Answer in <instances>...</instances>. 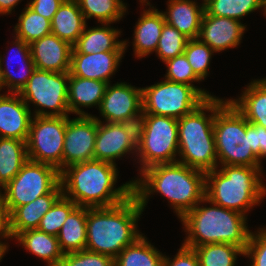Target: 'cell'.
<instances>
[{"instance_id":"17","label":"cell","mask_w":266,"mask_h":266,"mask_svg":"<svg viewBox=\"0 0 266 266\" xmlns=\"http://www.w3.org/2000/svg\"><path fill=\"white\" fill-rule=\"evenodd\" d=\"M31 115L18 93L0 95V137L27 141Z\"/></svg>"},{"instance_id":"34","label":"cell","mask_w":266,"mask_h":266,"mask_svg":"<svg viewBox=\"0 0 266 266\" xmlns=\"http://www.w3.org/2000/svg\"><path fill=\"white\" fill-rule=\"evenodd\" d=\"M200 266H235L237 255L244 250L236 245L213 243L194 247Z\"/></svg>"},{"instance_id":"12","label":"cell","mask_w":266,"mask_h":266,"mask_svg":"<svg viewBox=\"0 0 266 266\" xmlns=\"http://www.w3.org/2000/svg\"><path fill=\"white\" fill-rule=\"evenodd\" d=\"M98 121L95 116H79L66 123L62 171L66 167L94 160Z\"/></svg>"},{"instance_id":"52","label":"cell","mask_w":266,"mask_h":266,"mask_svg":"<svg viewBox=\"0 0 266 266\" xmlns=\"http://www.w3.org/2000/svg\"><path fill=\"white\" fill-rule=\"evenodd\" d=\"M0 190H1V187H0ZM0 203H2V193L0 191Z\"/></svg>"},{"instance_id":"31","label":"cell","mask_w":266,"mask_h":266,"mask_svg":"<svg viewBox=\"0 0 266 266\" xmlns=\"http://www.w3.org/2000/svg\"><path fill=\"white\" fill-rule=\"evenodd\" d=\"M144 236L126 246L114 259V266H163L164 255Z\"/></svg>"},{"instance_id":"25","label":"cell","mask_w":266,"mask_h":266,"mask_svg":"<svg viewBox=\"0 0 266 266\" xmlns=\"http://www.w3.org/2000/svg\"><path fill=\"white\" fill-rule=\"evenodd\" d=\"M178 148L181 164L205 173L218 166L214 138L178 140Z\"/></svg>"},{"instance_id":"24","label":"cell","mask_w":266,"mask_h":266,"mask_svg":"<svg viewBox=\"0 0 266 266\" xmlns=\"http://www.w3.org/2000/svg\"><path fill=\"white\" fill-rule=\"evenodd\" d=\"M204 111L211 115L206 116ZM215 97L207 99L196 110L184 115L178 121V140L214 138Z\"/></svg>"},{"instance_id":"26","label":"cell","mask_w":266,"mask_h":266,"mask_svg":"<svg viewBox=\"0 0 266 266\" xmlns=\"http://www.w3.org/2000/svg\"><path fill=\"white\" fill-rule=\"evenodd\" d=\"M108 26H110L109 23H102V27L99 26L86 30V25L73 47L79 53L84 54L103 51H125L126 41L117 40L121 32Z\"/></svg>"},{"instance_id":"20","label":"cell","mask_w":266,"mask_h":266,"mask_svg":"<svg viewBox=\"0 0 266 266\" xmlns=\"http://www.w3.org/2000/svg\"><path fill=\"white\" fill-rule=\"evenodd\" d=\"M200 6L192 0H169L168 11L163 12L165 22L177 28L189 40L198 39L205 11L204 0Z\"/></svg>"},{"instance_id":"8","label":"cell","mask_w":266,"mask_h":266,"mask_svg":"<svg viewBox=\"0 0 266 266\" xmlns=\"http://www.w3.org/2000/svg\"><path fill=\"white\" fill-rule=\"evenodd\" d=\"M60 184V171L52 165L28 160L16 176L2 189V205L10 214L16 207L28 204L52 192Z\"/></svg>"},{"instance_id":"27","label":"cell","mask_w":266,"mask_h":266,"mask_svg":"<svg viewBox=\"0 0 266 266\" xmlns=\"http://www.w3.org/2000/svg\"><path fill=\"white\" fill-rule=\"evenodd\" d=\"M238 99L228 101L249 123L266 128V78L251 82Z\"/></svg>"},{"instance_id":"36","label":"cell","mask_w":266,"mask_h":266,"mask_svg":"<svg viewBox=\"0 0 266 266\" xmlns=\"http://www.w3.org/2000/svg\"><path fill=\"white\" fill-rule=\"evenodd\" d=\"M14 29L15 37L30 44L51 33V21L26 6L20 14L18 24Z\"/></svg>"},{"instance_id":"2","label":"cell","mask_w":266,"mask_h":266,"mask_svg":"<svg viewBox=\"0 0 266 266\" xmlns=\"http://www.w3.org/2000/svg\"><path fill=\"white\" fill-rule=\"evenodd\" d=\"M66 168L60 173L62 194L77 206L111 207L133 194V180L114 189L118 176L116 164L91 160Z\"/></svg>"},{"instance_id":"48","label":"cell","mask_w":266,"mask_h":266,"mask_svg":"<svg viewBox=\"0 0 266 266\" xmlns=\"http://www.w3.org/2000/svg\"><path fill=\"white\" fill-rule=\"evenodd\" d=\"M21 0H0V14H9Z\"/></svg>"},{"instance_id":"11","label":"cell","mask_w":266,"mask_h":266,"mask_svg":"<svg viewBox=\"0 0 266 266\" xmlns=\"http://www.w3.org/2000/svg\"><path fill=\"white\" fill-rule=\"evenodd\" d=\"M68 116H34L26 141L28 160L45 163L62 172V155Z\"/></svg>"},{"instance_id":"4","label":"cell","mask_w":266,"mask_h":266,"mask_svg":"<svg viewBox=\"0 0 266 266\" xmlns=\"http://www.w3.org/2000/svg\"><path fill=\"white\" fill-rule=\"evenodd\" d=\"M214 207H199L198 203L180 220L188 236L183 245L194 248L206 244L227 243L245 250L250 231L246 226L247 217L235 210L226 209L204 197Z\"/></svg>"},{"instance_id":"35","label":"cell","mask_w":266,"mask_h":266,"mask_svg":"<svg viewBox=\"0 0 266 266\" xmlns=\"http://www.w3.org/2000/svg\"><path fill=\"white\" fill-rule=\"evenodd\" d=\"M85 20L95 17L98 22L113 23L119 21L126 12L122 0H76Z\"/></svg>"},{"instance_id":"22","label":"cell","mask_w":266,"mask_h":266,"mask_svg":"<svg viewBox=\"0 0 266 266\" xmlns=\"http://www.w3.org/2000/svg\"><path fill=\"white\" fill-rule=\"evenodd\" d=\"M164 23L163 12L153 6L143 10L134 30L133 46L137 57L142 58L156 51Z\"/></svg>"},{"instance_id":"14","label":"cell","mask_w":266,"mask_h":266,"mask_svg":"<svg viewBox=\"0 0 266 266\" xmlns=\"http://www.w3.org/2000/svg\"><path fill=\"white\" fill-rule=\"evenodd\" d=\"M246 26L240 21L209 15L204 11L198 39L207 44L214 52L239 45Z\"/></svg>"},{"instance_id":"38","label":"cell","mask_w":266,"mask_h":266,"mask_svg":"<svg viewBox=\"0 0 266 266\" xmlns=\"http://www.w3.org/2000/svg\"><path fill=\"white\" fill-rule=\"evenodd\" d=\"M188 40L177 28L165 22L159 38L156 54L165 62L170 58L183 54Z\"/></svg>"},{"instance_id":"10","label":"cell","mask_w":266,"mask_h":266,"mask_svg":"<svg viewBox=\"0 0 266 266\" xmlns=\"http://www.w3.org/2000/svg\"><path fill=\"white\" fill-rule=\"evenodd\" d=\"M178 148V121L176 118L147 114L144 135L137 155L144 169L165 163H175Z\"/></svg>"},{"instance_id":"39","label":"cell","mask_w":266,"mask_h":266,"mask_svg":"<svg viewBox=\"0 0 266 266\" xmlns=\"http://www.w3.org/2000/svg\"><path fill=\"white\" fill-rule=\"evenodd\" d=\"M214 51L199 39L187 41L184 54L195 75L202 81L208 75V66Z\"/></svg>"},{"instance_id":"50","label":"cell","mask_w":266,"mask_h":266,"mask_svg":"<svg viewBox=\"0 0 266 266\" xmlns=\"http://www.w3.org/2000/svg\"><path fill=\"white\" fill-rule=\"evenodd\" d=\"M1 67V66H0ZM4 82H3V79H2V74H1V70H0V91L2 90V88L4 87ZM1 95V94H0Z\"/></svg>"},{"instance_id":"32","label":"cell","mask_w":266,"mask_h":266,"mask_svg":"<svg viewBox=\"0 0 266 266\" xmlns=\"http://www.w3.org/2000/svg\"><path fill=\"white\" fill-rule=\"evenodd\" d=\"M13 45L16 46L17 51H15L14 56L10 59V61L6 62V68L2 67V60L4 61V59H2V57L0 56V70L4 85L5 87H8V93H19L21 89L26 85L36 68L31 58L30 45L17 37L15 38ZM13 58H15L16 60L17 58H20L22 64H24L22 65L23 70L19 69L22 72H19V75H14L12 72H10L11 70L9 69V67L12 64L11 61Z\"/></svg>"},{"instance_id":"51","label":"cell","mask_w":266,"mask_h":266,"mask_svg":"<svg viewBox=\"0 0 266 266\" xmlns=\"http://www.w3.org/2000/svg\"><path fill=\"white\" fill-rule=\"evenodd\" d=\"M141 3H147V4H145V5H149L150 7H151V5H150V2H148L147 0H139Z\"/></svg>"},{"instance_id":"42","label":"cell","mask_w":266,"mask_h":266,"mask_svg":"<svg viewBox=\"0 0 266 266\" xmlns=\"http://www.w3.org/2000/svg\"><path fill=\"white\" fill-rule=\"evenodd\" d=\"M250 257L251 266H266V229L262 228L258 233H250L244 255Z\"/></svg>"},{"instance_id":"47","label":"cell","mask_w":266,"mask_h":266,"mask_svg":"<svg viewBox=\"0 0 266 266\" xmlns=\"http://www.w3.org/2000/svg\"><path fill=\"white\" fill-rule=\"evenodd\" d=\"M0 237L12 238L9 231V214L2 203H0Z\"/></svg>"},{"instance_id":"18","label":"cell","mask_w":266,"mask_h":266,"mask_svg":"<svg viewBox=\"0 0 266 266\" xmlns=\"http://www.w3.org/2000/svg\"><path fill=\"white\" fill-rule=\"evenodd\" d=\"M98 121L97 134L95 139L94 160L107 161L115 164L124 154L137 152L131 144L125 130L120 123ZM133 151V152H132Z\"/></svg>"},{"instance_id":"13","label":"cell","mask_w":266,"mask_h":266,"mask_svg":"<svg viewBox=\"0 0 266 266\" xmlns=\"http://www.w3.org/2000/svg\"><path fill=\"white\" fill-rule=\"evenodd\" d=\"M143 109L142 88L122 83L107 84L99 111L105 122L124 121Z\"/></svg>"},{"instance_id":"19","label":"cell","mask_w":266,"mask_h":266,"mask_svg":"<svg viewBox=\"0 0 266 266\" xmlns=\"http://www.w3.org/2000/svg\"><path fill=\"white\" fill-rule=\"evenodd\" d=\"M62 195L61 183L50 193L38 197L34 201L16 207L9 214V231L15 238L28 229H36L42 217L49 211L55 201Z\"/></svg>"},{"instance_id":"21","label":"cell","mask_w":266,"mask_h":266,"mask_svg":"<svg viewBox=\"0 0 266 266\" xmlns=\"http://www.w3.org/2000/svg\"><path fill=\"white\" fill-rule=\"evenodd\" d=\"M106 82L88 78H80L69 74L68 109L69 113L79 116H91L80 107H100L106 87Z\"/></svg>"},{"instance_id":"23","label":"cell","mask_w":266,"mask_h":266,"mask_svg":"<svg viewBox=\"0 0 266 266\" xmlns=\"http://www.w3.org/2000/svg\"><path fill=\"white\" fill-rule=\"evenodd\" d=\"M76 0H64L51 21V33L74 46L86 26Z\"/></svg>"},{"instance_id":"16","label":"cell","mask_w":266,"mask_h":266,"mask_svg":"<svg viewBox=\"0 0 266 266\" xmlns=\"http://www.w3.org/2000/svg\"><path fill=\"white\" fill-rule=\"evenodd\" d=\"M35 68L52 72H69L73 46L50 33L30 44Z\"/></svg>"},{"instance_id":"37","label":"cell","mask_w":266,"mask_h":266,"mask_svg":"<svg viewBox=\"0 0 266 266\" xmlns=\"http://www.w3.org/2000/svg\"><path fill=\"white\" fill-rule=\"evenodd\" d=\"M76 207L77 205L71 199L62 194L42 217L37 229L49 235L57 236L68 215Z\"/></svg>"},{"instance_id":"43","label":"cell","mask_w":266,"mask_h":266,"mask_svg":"<svg viewBox=\"0 0 266 266\" xmlns=\"http://www.w3.org/2000/svg\"><path fill=\"white\" fill-rule=\"evenodd\" d=\"M146 116V112L142 109L120 122L128 139L136 149L141 145L145 130Z\"/></svg>"},{"instance_id":"28","label":"cell","mask_w":266,"mask_h":266,"mask_svg":"<svg viewBox=\"0 0 266 266\" xmlns=\"http://www.w3.org/2000/svg\"><path fill=\"white\" fill-rule=\"evenodd\" d=\"M86 223L87 207L77 206L68 215L57 235L60 249L64 254L86 249Z\"/></svg>"},{"instance_id":"15","label":"cell","mask_w":266,"mask_h":266,"mask_svg":"<svg viewBox=\"0 0 266 266\" xmlns=\"http://www.w3.org/2000/svg\"><path fill=\"white\" fill-rule=\"evenodd\" d=\"M125 51H103L79 53L74 47L71 52L69 74L80 78L110 83V76L116 72Z\"/></svg>"},{"instance_id":"5","label":"cell","mask_w":266,"mask_h":266,"mask_svg":"<svg viewBox=\"0 0 266 266\" xmlns=\"http://www.w3.org/2000/svg\"><path fill=\"white\" fill-rule=\"evenodd\" d=\"M217 169L205 174V197L210 202L246 215L264 199L261 167L222 165V169Z\"/></svg>"},{"instance_id":"45","label":"cell","mask_w":266,"mask_h":266,"mask_svg":"<svg viewBox=\"0 0 266 266\" xmlns=\"http://www.w3.org/2000/svg\"><path fill=\"white\" fill-rule=\"evenodd\" d=\"M250 141L252 151L259 161L266 158V128L250 123Z\"/></svg>"},{"instance_id":"33","label":"cell","mask_w":266,"mask_h":266,"mask_svg":"<svg viewBox=\"0 0 266 266\" xmlns=\"http://www.w3.org/2000/svg\"><path fill=\"white\" fill-rule=\"evenodd\" d=\"M204 3L205 11L209 15L228 17L237 21L262 7L266 15L264 0H204Z\"/></svg>"},{"instance_id":"49","label":"cell","mask_w":266,"mask_h":266,"mask_svg":"<svg viewBox=\"0 0 266 266\" xmlns=\"http://www.w3.org/2000/svg\"><path fill=\"white\" fill-rule=\"evenodd\" d=\"M8 246L5 243L0 242V261L3 258Z\"/></svg>"},{"instance_id":"1","label":"cell","mask_w":266,"mask_h":266,"mask_svg":"<svg viewBox=\"0 0 266 266\" xmlns=\"http://www.w3.org/2000/svg\"><path fill=\"white\" fill-rule=\"evenodd\" d=\"M133 181V194L144 210L148 197L155 191L171 203L181 219L205 197V172L179 162L156 164L140 172Z\"/></svg>"},{"instance_id":"40","label":"cell","mask_w":266,"mask_h":266,"mask_svg":"<svg viewBox=\"0 0 266 266\" xmlns=\"http://www.w3.org/2000/svg\"><path fill=\"white\" fill-rule=\"evenodd\" d=\"M167 73L165 79L172 82L184 83L194 86L192 82L201 81L193 72L185 54H180L174 58L166 60Z\"/></svg>"},{"instance_id":"46","label":"cell","mask_w":266,"mask_h":266,"mask_svg":"<svg viewBox=\"0 0 266 266\" xmlns=\"http://www.w3.org/2000/svg\"><path fill=\"white\" fill-rule=\"evenodd\" d=\"M64 0H32L27 6L35 13L52 21L53 16L58 11L59 6Z\"/></svg>"},{"instance_id":"9","label":"cell","mask_w":266,"mask_h":266,"mask_svg":"<svg viewBox=\"0 0 266 266\" xmlns=\"http://www.w3.org/2000/svg\"><path fill=\"white\" fill-rule=\"evenodd\" d=\"M68 82L69 72L35 69L18 94L28 107V102L40 107L33 116H68Z\"/></svg>"},{"instance_id":"7","label":"cell","mask_w":266,"mask_h":266,"mask_svg":"<svg viewBox=\"0 0 266 266\" xmlns=\"http://www.w3.org/2000/svg\"><path fill=\"white\" fill-rule=\"evenodd\" d=\"M214 96L201 88L168 81L142 88L143 110L146 114L169 116L176 119L190 114Z\"/></svg>"},{"instance_id":"3","label":"cell","mask_w":266,"mask_h":266,"mask_svg":"<svg viewBox=\"0 0 266 266\" xmlns=\"http://www.w3.org/2000/svg\"><path fill=\"white\" fill-rule=\"evenodd\" d=\"M143 209L132 194L125 201L111 207H87L86 250L115 259L141 235L137 230Z\"/></svg>"},{"instance_id":"29","label":"cell","mask_w":266,"mask_h":266,"mask_svg":"<svg viewBox=\"0 0 266 266\" xmlns=\"http://www.w3.org/2000/svg\"><path fill=\"white\" fill-rule=\"evenodd\" d=\"M15 238L26 250L46 261L48 266H58L64 256L57 236L49 235L37 228L22 231Z\"/></svg>"},{"instance_id":"30","label":"cell","mask_w":266,"mask_h":266,"mask_svg":"<svg viewBox=\"0 0 266 266\" xmlns=\"http://www.w3.org/2000/svg\"><path fill=\"white\" fill-rule=\"evenodd\" d=\"M27 161L26 141L0 137V186L4 188Z\"/></svg>"},{"instance_id":"44","label":"cell","mask_w":266,"mask_h":266,"mask_svg":"<svg viewBox=\"0 0 266 266\" xmlns=\"http://www.w3.org/2000/svg\"><path fill=\"white\" fill-rule=\"evenodd\" d=\"M163 266H200V263L194 248L182 244L173 259L170 260L164 255Z\"/></svg>"},{"instance_id":"41","label":"cell","mask_w":266,"mask_h":266,"mask_svg":"<svg viewBox=\"0 0 266 266\" xmlns=\"http://www.w3.org/2000/svg\"><path fill=\"white\" fill-rule=\"evenodd\" d=\"M58 266H114V259L85 249L64 254Z\"/></svg>"},{"instance_id":"6","label":"cell","mask_w":266,"mask_h":266,"mask_svg":"<svg viewBox=\"0 0 266 266\" xmlns=\"http://www.w3.org/2000/svg\"><path fill=\"white\" fill-rule=\"evenodd\" d=\"M213 132L221 165L261 167L250 146V123L228 100L215 97Z\"/></svg>"}]
</instances>
